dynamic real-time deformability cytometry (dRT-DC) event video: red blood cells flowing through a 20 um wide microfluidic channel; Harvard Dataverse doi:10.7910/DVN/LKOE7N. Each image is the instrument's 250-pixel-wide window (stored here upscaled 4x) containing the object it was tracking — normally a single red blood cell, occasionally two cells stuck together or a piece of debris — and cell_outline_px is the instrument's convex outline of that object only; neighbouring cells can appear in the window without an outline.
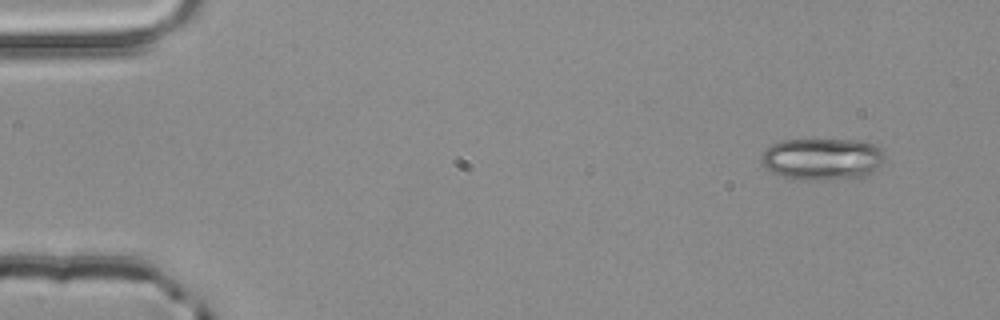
{"species": "common noctule bat (a hibernating species)", "species_latin": "Nyctalus noctula", "temperature_condition": "room temperature", "stored_images_in_passage": 4, "segment_of_instrument_passage": [2, 2], "camera_frame_rate_fps": 3000, "um_per_image_px": 0.085, "animal": {"sex": "male", "body_mass_g": 20.4}, "frame": {"image": 1, "passage_image": 4, "time_ms": 1.0, "image_size_px": [1000, 320], "cell_outline_px": [[884, 160], [868, 176], [824, 180], [804, 180], [784, 176], [772, 172], [760, 160], [760, 156], [764, 148], [780, 140], [860, 140], [876, 144], [884, 152]], "centroid_in_image_um": [69.9, 13.5], "position_along_channel_um": 15.1, "area_um2": 30.29}}